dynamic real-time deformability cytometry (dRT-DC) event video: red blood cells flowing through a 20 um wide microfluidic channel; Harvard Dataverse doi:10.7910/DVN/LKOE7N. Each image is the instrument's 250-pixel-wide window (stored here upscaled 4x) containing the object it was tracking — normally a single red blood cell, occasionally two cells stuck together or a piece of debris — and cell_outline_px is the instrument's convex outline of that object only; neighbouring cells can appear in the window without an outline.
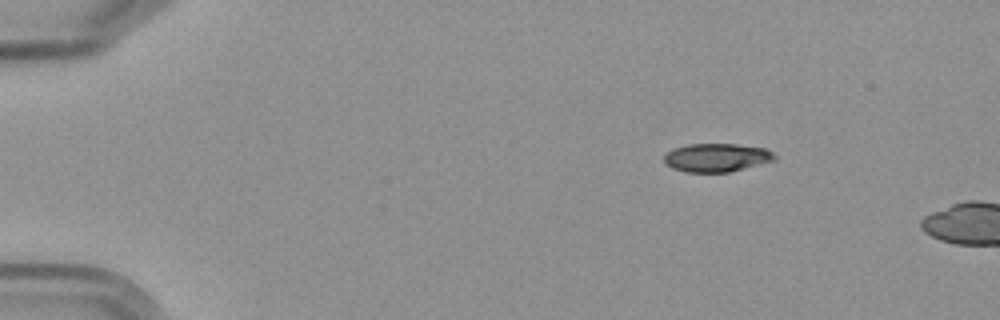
{"species": "Egyptian fruit bat (a non-hibernating species)", "species_latin": "Rousettus aegyptiacus", "temperature_condition": "cold", "stored_images_in_passage": 2, "camera_frame_rate_fps": 3000, "um_per_image_px": 0.085, "frame": {"image": 1, "passage_image": 1, "time_ms": 0.0, "image_size_px": [1000, 320], "cell_outline_px": [[776, 160], [728, 172], [684, 172], [672, 168], [664, 164], [664, 156], [668, 152], [676, 148], [688, 144], [736, 144], [764, 148], [772, 152], [776, 156]], "centroid_in_image_um": [60.9, 13.4], "position_along_channel_um": 24.1, "area_um2": 18.21}}